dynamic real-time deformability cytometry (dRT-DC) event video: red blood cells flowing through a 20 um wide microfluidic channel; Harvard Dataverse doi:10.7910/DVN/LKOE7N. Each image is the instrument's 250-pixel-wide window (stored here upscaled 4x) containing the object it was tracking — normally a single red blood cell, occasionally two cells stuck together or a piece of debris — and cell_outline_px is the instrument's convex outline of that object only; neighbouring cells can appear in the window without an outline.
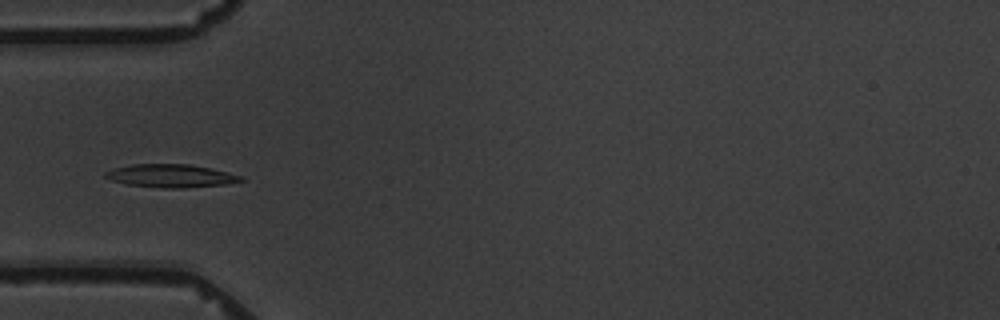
{"species": "common noctule bat (a hibernating species)", "species_latin": "Nyctalus noctula", "temperature_condition": "warm", "stored_images_in_passage": 8, "camera_frame_rate_fps": 3000, "um_per_image_px": 0.085, "animal": {"sex": "male", "body_mass_g": 19.5, "forearm_length_mm": 54.6}, "frame": {"image": 1, "passage_image": 2, "time_ms": 4.667, "image_size_px": [1000, 320], "cell_outline_px": [[244, 180], [224, 184], [180, 188], [160, 188], [128, 184], [112, 180], [104, 176], [104, 172], [112, 168], [132, 164], [188, 164], [212, 168], [244, 176]], "centroid_in_image_um": [14.51, 14.93], "position_along_channel_um": 70.5, "area_um2": 18.21}}
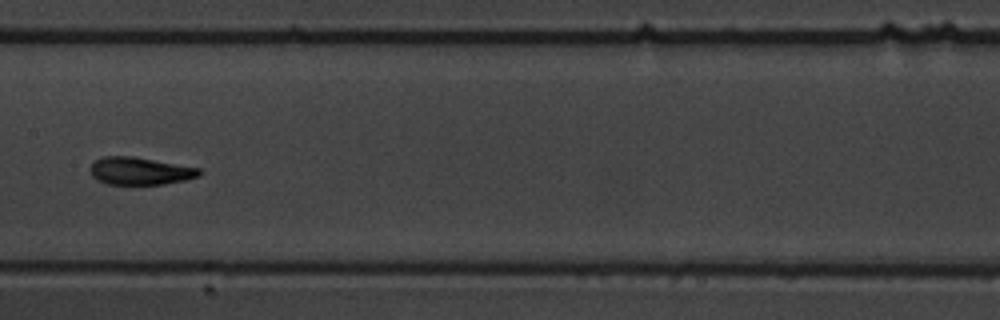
{"frame": {"image": 2, "passage_image": 5, "time_ms": 8.333, "image_size_px": [1000, 320], "cell_outline_px": [[204, 172], [200, 176], [184, 180], [164, 184], [108, 184], [96, 180], [92, 176], [88, 168], [100, 156], [132, 156], [200, 168]], "centroid_in_image_um": [11.89, 14.53], "position_along_channel_um": 195.5, "area_um2": 17.63}}
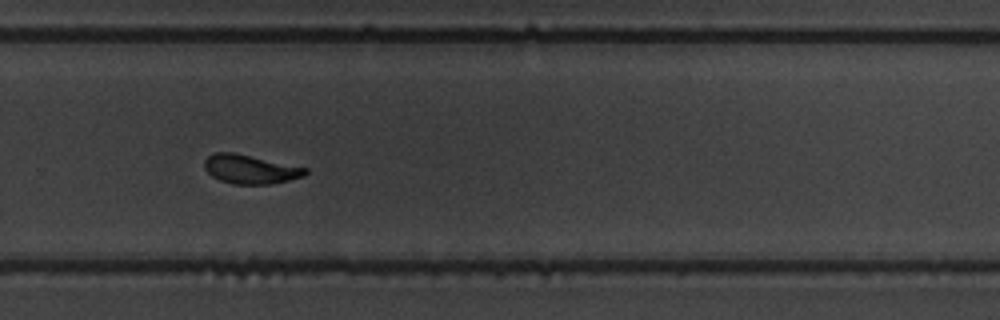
{"frame": {"image": 3, "passage_image": 8, "time_ms": 11.667, "image_size_px": [1000, 320], "cell_outline_px": [[308, 172], [304, 176], [272, 184], [232, 184], [220, 180], [212, 176], [204, 168], [204, 160], [208, 156], [216, 152], [236, 152], [308, 168]], "centroid_in_image_um": [21.27, 14.37], "position_along_channel_um": 308.5, "area_um2": 17.17}}